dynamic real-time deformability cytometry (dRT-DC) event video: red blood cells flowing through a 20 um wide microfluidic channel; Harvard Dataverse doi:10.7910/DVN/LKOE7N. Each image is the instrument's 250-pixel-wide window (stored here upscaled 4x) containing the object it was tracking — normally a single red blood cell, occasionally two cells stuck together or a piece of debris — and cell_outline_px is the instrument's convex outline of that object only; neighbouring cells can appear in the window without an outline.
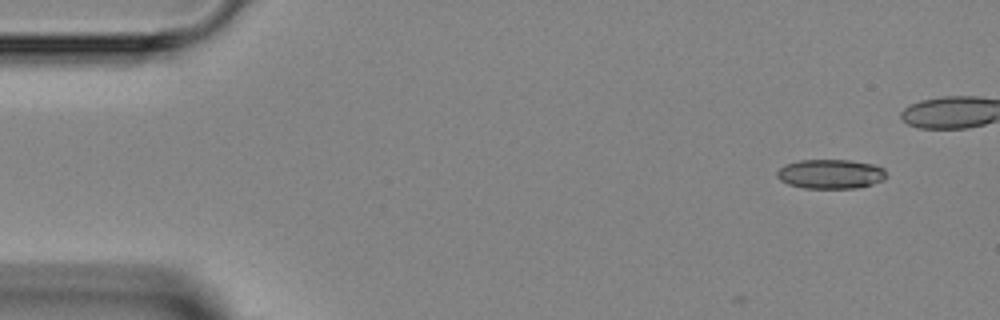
{"species": "Egyptian fruit bat (a non-hibernating species)", "species_latin": "Rousettus aegyptiacus", "temperature_condition": "room temperature", "stored_images_in_passage": 4, "camera_frame_rate_fps": 3000, "um_per_image_px": 0.085, "animal": {"sex": "female"}, "frame": {"image": 1, "passage_image": 1, "time_ms": 0.0, "image_size_px": [1000, 320], "cell_outline_px": [[888, 176], [884, 180], [872, 184], [856, 188], [804, 188], [788, 184], [780, 180], [776, 176], [776, 172], [784, 164], [800, 160], [852, 160], [876, 164], [884, 168]], "centroid_in_image_um": [70.63, 14.78], "position_along_channel_um": 14.4, "area_um2": 19.02}}